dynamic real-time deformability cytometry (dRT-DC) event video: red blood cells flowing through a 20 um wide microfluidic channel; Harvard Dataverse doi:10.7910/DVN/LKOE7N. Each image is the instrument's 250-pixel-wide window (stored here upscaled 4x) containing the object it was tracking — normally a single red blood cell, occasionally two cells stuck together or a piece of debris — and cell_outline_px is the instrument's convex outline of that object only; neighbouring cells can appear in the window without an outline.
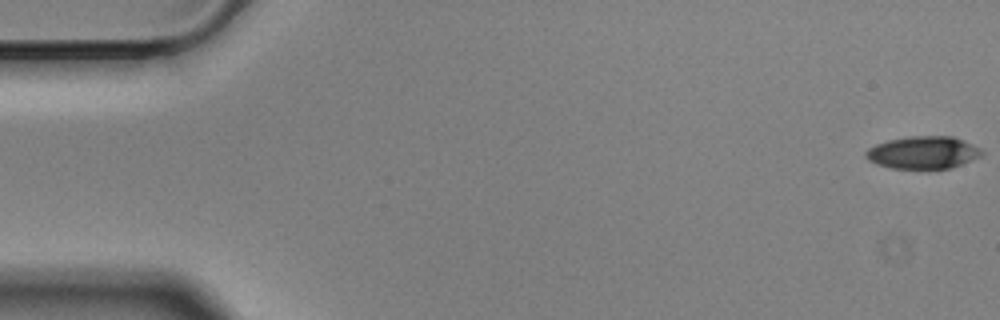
{"species": "Egyptian fruit bat (a non-hibernating species)", "species_latin": "Rousettus aegyptiacus", "temperature_condition": "cold", "stored_images_in_passage": 15, "camera_frame_rate_fps": 3000, "um_per_image_px": 0.085, "animal": {"sex": "male"}, "frame": {"image": 1, "passage_image": 1, "time_ms": 0.0, "image_size_px": [1000, 320], "cell_outline_px": [[984, 152], [980, 156], [952, 168], [892, 168], [876, 164], [868, 160], [864, 156], [864, 152], [868, 148], [876, 144], [888, 140], [908, 136], [952, 136], [964, 140], [980, 148]], "centroid_in_image_um": [78.44, 12.95], "position_along_channel_um": 6.6, "area_um2": 21.96}}
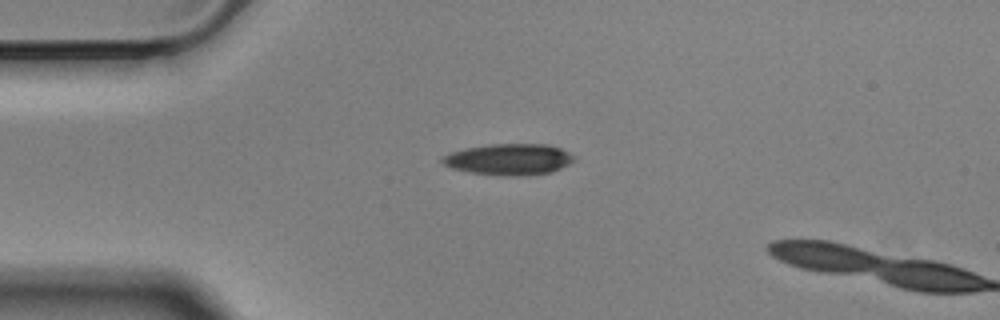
{"frame": {"image": 2, "passage_image": 14, "time_ms": 4.333, "image_size_px": [1000, 320], "cell_outline_px": [[576, 160], [552, 172], [516, 176], [508, 176], [472, 172], [452, 168], [444, 164], [440, 160], [440, 156], [448, 152], [464, 148], [488, 144], [548, 144], [560, 148], [568, 152]], "centroid_in_image_um": [43.22, 13.53], "position_along_channel_um": 41.8, "area_um2": 23.99}}